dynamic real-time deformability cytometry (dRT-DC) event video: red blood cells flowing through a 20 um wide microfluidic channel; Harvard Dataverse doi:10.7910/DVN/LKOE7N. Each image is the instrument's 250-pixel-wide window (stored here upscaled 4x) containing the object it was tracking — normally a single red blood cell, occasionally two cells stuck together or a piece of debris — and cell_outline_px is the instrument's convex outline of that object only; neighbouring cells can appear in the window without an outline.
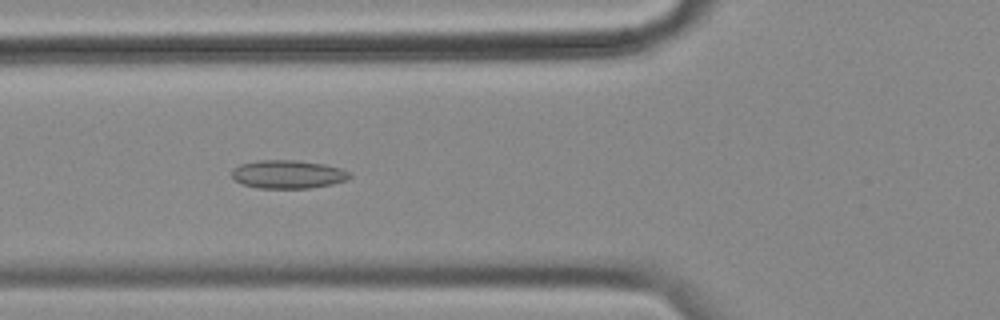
{"species": "common noctule bat (a hibernating species)", "species_latin": "Nyctalus noctula", "temperature_condition": "cold", "stored_images_in_passage": 43, "camera_frame_rate_fps": 3000, "um_per_image_px": 0.085, "animal": {"sex": "female", "body_mass_g": 18.4}, "frame": {"image": 1, "passage_image": 7, "time_ms": 2.0, "image_size_px": [1000, 320], "cell_outline_px": [[352, 176], [348, 180], [332, 184], [308, 188], [260, 188], [244, 184], [236, 180], [232, 176], [232, 168], [240, 164], [260, 160], [296, 160], [324, 164], [340, 168], [352, 172]], "centroid_in_image_um": [24.52, 14.81], "position_along_channel_um": 101.3, "area_um2": 19.48}}
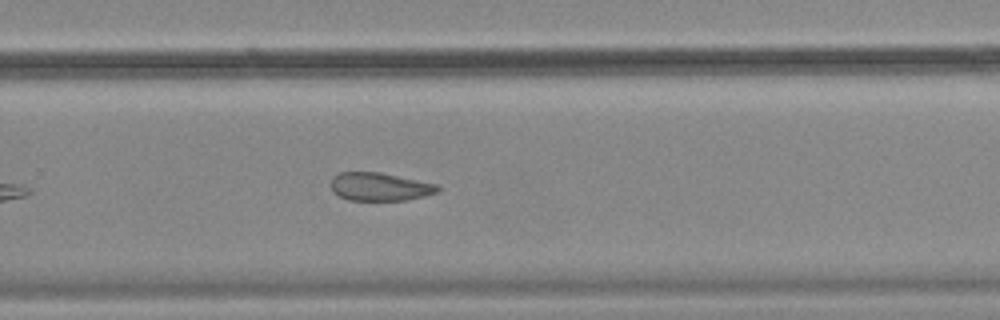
{"frame": {"image": 2, "passage_image": 24, "time_ms": 7.667, "image_size_px": [1000, 320], "cell_outline_px": [[440, 188], [436, 192], [424, 196], [404, 200], [348, 200], [332, 192], [332, 176], [340, 172], [380, 172], [440, 184]], "centroid_in_image_um": [32.29, 15.86], "position_along_channel_um": 297.5, "area_um2": 17.57}}
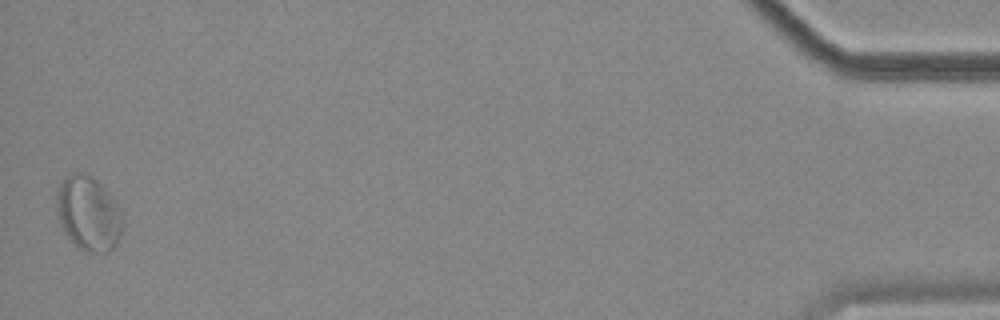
{"frame": {"image": 3, "passage_image": 43, "time_ms": 14.0, "image_size_px": [1000, 320], "cell_outline_px": [[124, 224], [120, 236], [116, 244], [108, 252], [88, 252], [80, 248], [64, 232], [56, 208], [56, 196], [60, 184], [72, 172], [84, 172], [92, 176], [116, 200], [124, 216]], "centroid_in_image_um": [7.56, 18.13], "position_along_channel_um": 427.6, "area_um2": 28.73}, "authors_computed_cell_mechanics": {"area_um2": 18.9006, "velocity_mm_per_s": 3.4757, "shape_relaxation_time_tau1_ms": null, "shape_relaxation_time_tau2_ms": 6.8597, "deformation_change_tau1": null, "deformation_change_tau2": 0.1273}}